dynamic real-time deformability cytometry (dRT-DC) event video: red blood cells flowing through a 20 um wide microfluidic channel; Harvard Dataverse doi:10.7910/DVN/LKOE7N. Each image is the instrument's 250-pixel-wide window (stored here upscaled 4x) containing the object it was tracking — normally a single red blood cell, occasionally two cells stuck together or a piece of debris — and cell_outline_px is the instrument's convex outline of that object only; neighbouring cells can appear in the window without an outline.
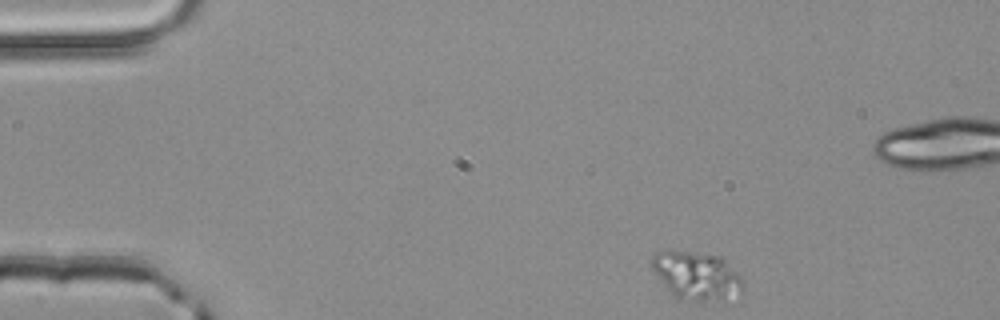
{"species": "common noctule bat (a hibernating species)", "species_latin": "Nyctalus noctula", "temperature_condition": "room temperature", "stored_images_in_passage": 47, "camera_frame_rate_fps": 3000, "um_per_image_px": 0.085, "animal": {"sex": "male", "body_mass_g": 20.4}, "frame": {"image": 1, "passage_image": 1, "time_ms": 0.0, "image_size_px": [1000, 320], "cell_outline_px": [[744, 292], [704, 300], [676, 300], [672, 296], [652, 268], [652, 256], [656, 252], [688, 252], [720, 256], [744, 280]], "centroid_in_image_um": [59.19, 23.43], "position_along_channel_um": 25.8, "area_um2": 24.8}}
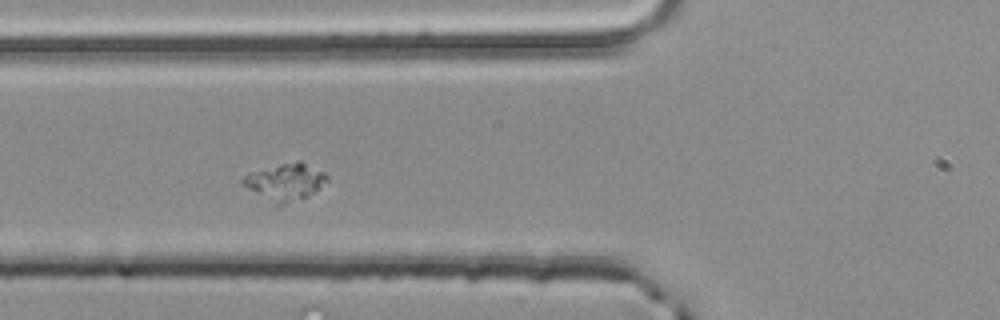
{"frame": {"image": 2, "passage_image": 13, "time_ms": 4.0, "image_size_px": [1000, 320], "cell_outline_px": [[328, 180], [320, 188], [308, 196], [280, 208], [276, 208], [248, 188], [240, 180], [248, 172], [296, 160], [300, 160], [324, 172], [328, 176]], "centroid_in_image_um": [24.24, 15.5], "position_along_channel_um": 101.6, "area_um2": 18.67}}
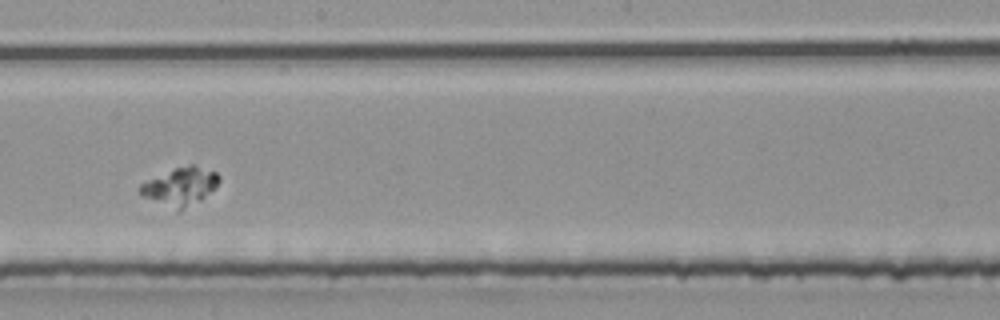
{"frame": {"image": 3, "passage_image": 23, "time_ms": 7.333, "image_size_px": [1000, 320], "cell_outline_px": [[220, 180], [200, 200], [180, 212], [176, 212], [144, 196], [140, 192], [140, 184], [176, 168], [188, 164], [196, 164], [216, 172], [220, 176]], "centroid_in_image_um": [15.34, 15.86], "position_along_channel_um": 232.9, "area_um2": 17.17}}